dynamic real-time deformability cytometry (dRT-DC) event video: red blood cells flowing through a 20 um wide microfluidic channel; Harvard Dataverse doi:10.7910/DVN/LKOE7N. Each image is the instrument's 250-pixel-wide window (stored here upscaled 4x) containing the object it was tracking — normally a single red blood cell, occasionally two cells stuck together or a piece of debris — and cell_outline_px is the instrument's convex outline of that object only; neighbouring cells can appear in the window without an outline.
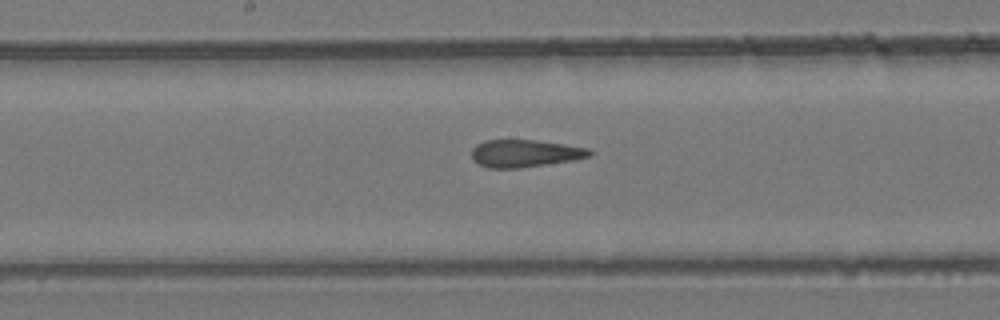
{"species": "common noctule bat (a hibernating species)", "species_latin": "Nyctalus noctula", "temperature_condition": "room temperature", "stored_images_in_passage": 7, "camera_frame_rate_fps": 3000, "um_per_image_px": 0.085, "animal": {"sex": "female", "body_mass_g": 24.6, "forearm_length_mm": 56.2}, "frame": {"image": 1, "passage_image": 7, "time_ms": 2.0, "image_size_px": [1000, 320], "cell_outline_px": [[592, 156], [576, 160], [520, 168], [488, 168], [472, 160], [472, 148], [476, 144], [484, 140], [536, 140], [564, 144], [588, 148], [592, 152]], "centroid_in_image_um": [44.62, 13.04], "position_along_channel_um": 203.6, "area_um2": 19.02}}